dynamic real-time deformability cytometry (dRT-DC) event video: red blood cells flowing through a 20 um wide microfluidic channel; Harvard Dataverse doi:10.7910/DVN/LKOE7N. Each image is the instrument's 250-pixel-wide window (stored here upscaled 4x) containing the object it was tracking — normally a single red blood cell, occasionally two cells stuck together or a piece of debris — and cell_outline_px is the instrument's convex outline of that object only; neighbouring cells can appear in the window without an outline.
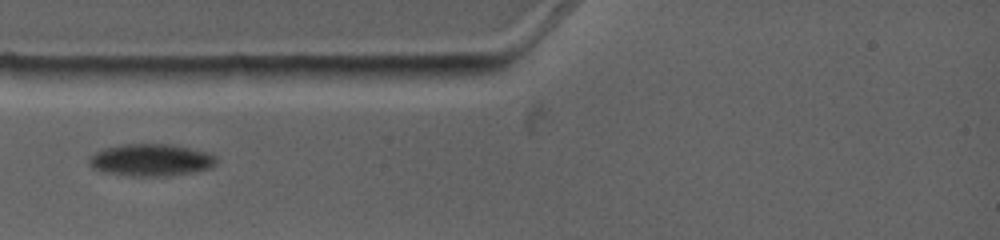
{"species": "common noctule bat (a hibernating species)", "species_latin": "Nyctalus noctula", "temperature_condition": "warm", "stored_images_in_passage": 1, "camera_frame_rate_fps": 4500, "um_per_image_px": 0.085, "animal": {"sex": "female", "body_mass_g": 19.0, "forearm_length_mm": 53.3}, "frame": {"image": 1, "passage_image": 1, "time_ms": 0.0, "image_size_px": [1000, 240], "cell_outline_px": [[216, 164], [212, 168], [192, 172], [160, 176], [132, 176], [100, 172], [92, 168], [88, 164], [88, 160], [96, 152], [104, 148], [124, 144], [168, 144], [208, 152], [216, 156]], "centroid_in_image_um": [12.81, 13.61], "position_along_channel_um": 72.2, "area_um2": 23.81}}